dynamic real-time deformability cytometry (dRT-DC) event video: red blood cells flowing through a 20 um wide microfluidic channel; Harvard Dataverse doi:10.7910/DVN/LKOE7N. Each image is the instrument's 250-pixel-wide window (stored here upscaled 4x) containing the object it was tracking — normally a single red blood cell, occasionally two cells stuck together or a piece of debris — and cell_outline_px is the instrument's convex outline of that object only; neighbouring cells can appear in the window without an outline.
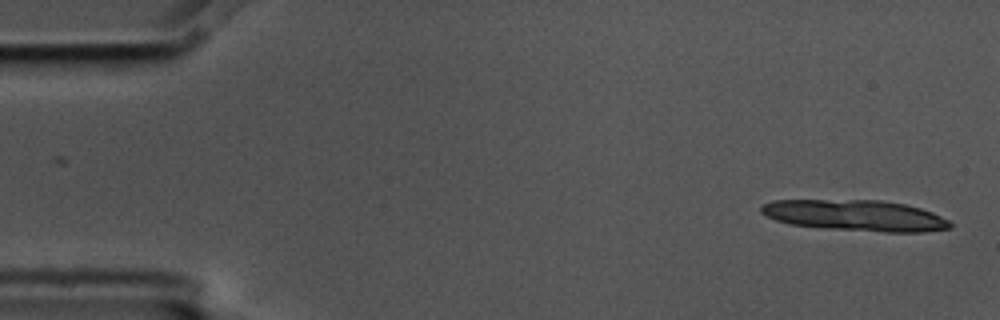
{"species": "common noctule bat (a hibernating species)", "species_latin": "Nyctalus noctula", "temperature_condition": "cold", "stored_images_in_passage": 2, "camera_frame_rate_fps": 3000, "um_per_image_px": 0.085, "animal": {"sex": "male", "body_mass_g": 17.5, "forearm_length_mm": 52.3}, "frame": {"image": 1, "passage_image": 2, "time_ms": 0.333, "image_size_px": [1000, 320], "cell_outline_px": [[952, 228], [924, 232], [884, 232], [824, 228], [792, 224], [776, 220], [760, 212], [760, 204], [772, 200], [880, 200], [904, 204], [920, 208], [932, 212], [948, 220], [952, 224]], "centroid_in_image_um": [72.7, 18.31], "position_along_channel_um": 12.3, "area_um2": 34.16}}